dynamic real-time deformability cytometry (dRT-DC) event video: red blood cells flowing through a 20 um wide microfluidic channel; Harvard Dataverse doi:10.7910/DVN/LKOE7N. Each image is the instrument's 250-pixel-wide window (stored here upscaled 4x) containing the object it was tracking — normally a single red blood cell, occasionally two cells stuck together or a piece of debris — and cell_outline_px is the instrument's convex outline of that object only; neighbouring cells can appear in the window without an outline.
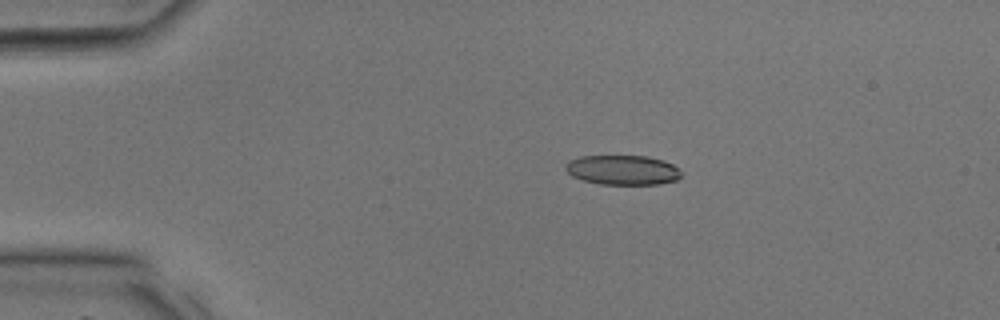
{"species": "common noctule bat (a hibernating species)", "species_latin": "Nyctalus noctula", "temperature_condition": "room temperature", "stored_images_in_passage": 37, "camera_frame_rate_fps": 3000, "um_per_image_px": 0.085, "animal": {"sex": "male", "body_mass_g": 17.9, "forearm_length_mm": 54.2}, "frame": {"image": 1, "passage_image": 8, "time_ms": 2.333, "image_size_px": [1000, 320], "cell_outline_px": [[680, 176], [676, 180], [660, 184], [600, 184], [584, 180], [572, 176], [564, 168], [568, 160], [580, 156], [648, 156], [664, 160], [672, 164], [680, 172]], "centroid_in_image_um": [52.9, 14.44], "position_along_channel_um": 32.1, "area_um2": 19.94}}
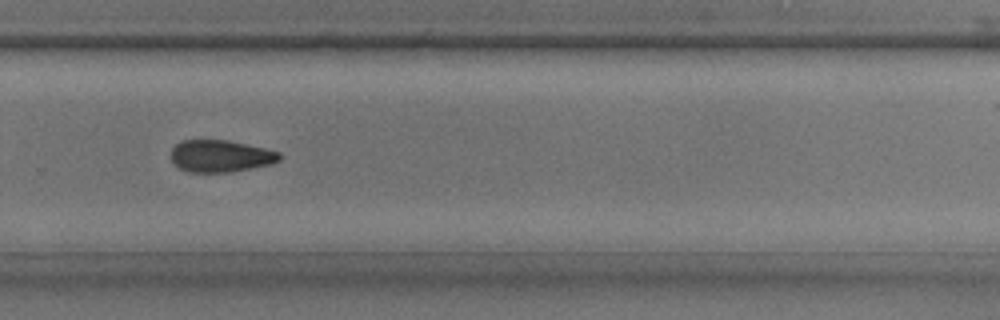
{"frame": {"image": 2, "passage_image": 26, "time_ms": 8.333, "image_size_px": [1000, 320], "cell_outline_px": [[280, 160], [268, 164], [228, 172], [188, 172], [180, 168], [172, 160], [172, 148], [176, 144], [184, 140], [228, 140], [264, 148], [280, 152]], "centroid_in_image_um": [18.73, 13.25], "position_along_channel_um": 311.1, "area_um2": 19.88}}
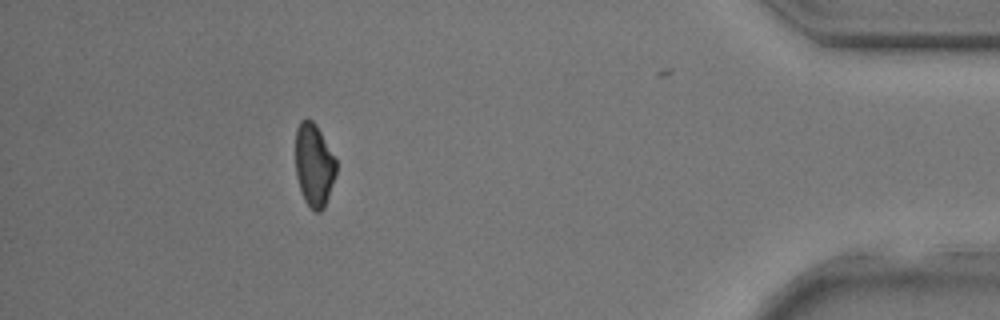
{"frame": {"image": 3, "passage_image": 34, "time_ms": 11.0, "image_size_px": [1000, 320], "cell_outline_px": [[336, 172], [324, 208], [320, 212], [316, 212], [304, 200], [296, 176], [296, 128], [300, 120], [312, 120], [316, 124], [336, 160]], "centroid_in_image_um": [26.68, 14.02], "position_along_channel_um": 408.5, "area_um2": 19.36}}